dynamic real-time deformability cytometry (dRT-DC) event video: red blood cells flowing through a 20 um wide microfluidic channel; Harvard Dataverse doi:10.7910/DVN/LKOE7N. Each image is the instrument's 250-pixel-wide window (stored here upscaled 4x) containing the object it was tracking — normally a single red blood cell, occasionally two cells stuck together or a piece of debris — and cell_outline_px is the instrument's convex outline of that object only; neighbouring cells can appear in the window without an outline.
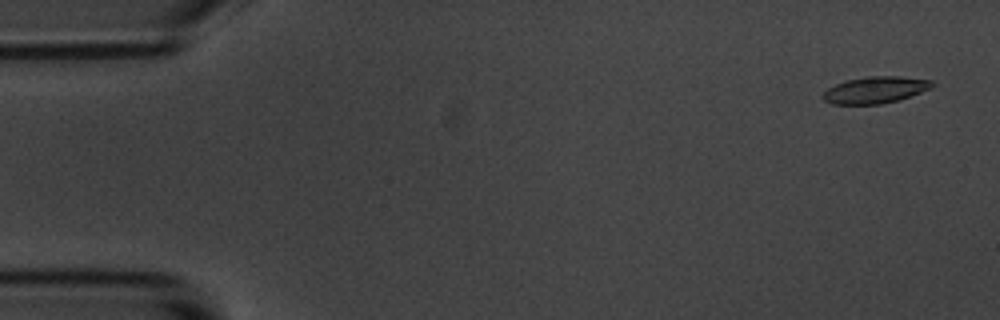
{"species": "common noctule bat (a hibernating species)", "species_latin": "Nyctalus noctula", "temperature_condition": "room temperature", "stored_images_in_passage": 5, "camera_frame_rate_fps": 3000, "um_per_image_px": 0.085, "animal": {"sex": "male", "body_mass_g": 20.1, "forearm_length_mm": 53.5}, "frame": {"image": 1, "passage_image": 1, "time_ms": 0.0, "image_size_px": [1000, 320], "cell_outline_px": [[936, 84], [932, 88], [900, 100], [880, 104], [832, 104], [824, 100], [820, 96], [828, 88], [836, 84], [848, 80], [868, 76], [900, 76], [932, 80]], "centroid_in_image_um": [74.43, 7.64], "position_along_channel_um": 10.6, "area_um2": 17.11}}
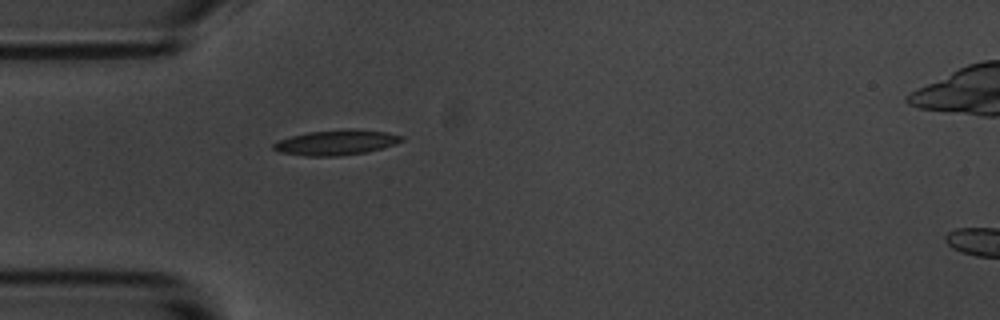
{"frame": {"image": 2, "passage_image": 5, "time_ms": 4.667, "image_size_px": [1000, 320], "cell_outline_px": [[404, 140], [380, 148], [364, 152], [336, 156], [304, 156], [280, 152], [272, 148], [272, 144], [280, 140], [292, 136], [308, 132], [344, 128], [352, 128], [388, 132], [404, 136]], "centroid_in_image_um": [28.57, 12.09], "position_along_channel_um": 56.4, "area_um2": 18.73}}